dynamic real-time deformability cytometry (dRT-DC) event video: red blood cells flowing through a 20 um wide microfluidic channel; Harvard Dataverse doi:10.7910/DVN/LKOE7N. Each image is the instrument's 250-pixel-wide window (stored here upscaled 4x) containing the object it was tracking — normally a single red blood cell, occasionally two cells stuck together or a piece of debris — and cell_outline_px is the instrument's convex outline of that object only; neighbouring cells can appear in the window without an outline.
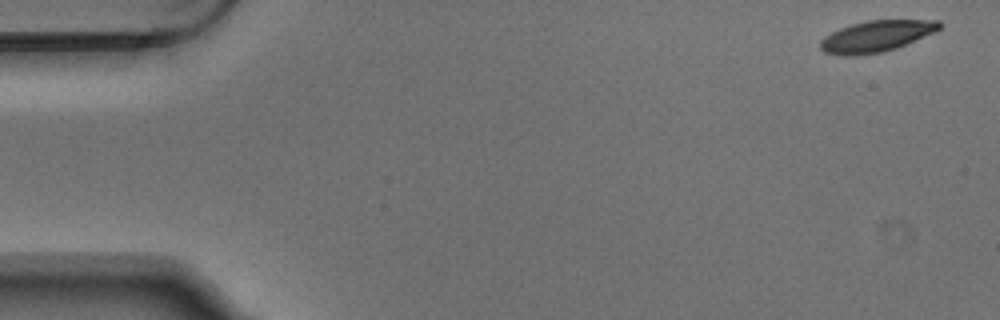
{"species": "Egyptian fruit bat (a non-hibernating species)", "species_latin": "Rousettus aegyptiacus", "temperature_condition": "warm", "stored_images_in_passage": 5, "camera_frame_rate_fps": 3000, "um_per_image_px": 0.085, "animal": {"sex": "male"}, "frame": {"image": 1, "passage_image": 1, "time_ms": 0.0, "image_size_px": [1000, 320], "cell_outline_px": [[940, 28], [932, 32], [896, 48], [884, 52], [856, 56], [844, 56], [824, 52], [820, 48], [820, 40], [824, 36], [840, 28], [852, 24], [868, 20], [940, 20]], "centroid_in_image_um": [74.42, 3.09], "position_along_channel_um": 10.6, "area_um2": 21.5}}
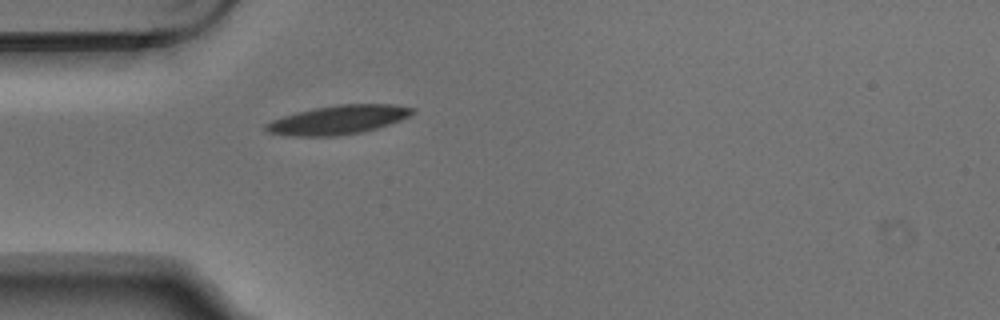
{"frame": {"image": 2, "passage_image": 5, "time_ms": 1.333, "image_size_px": [1000, 320], "cell_outline_px": [[416, 112], [400, 120], [376, 128], [360, 132], [340, 136], [288, 136], [268, 132], [264, 128], [264, 124], [272, 120], [296, 112], [316, 108], [340, 104], [396, 104], [416, 108]], "centroid_in_image_um": [28.75, 10.18], "position_along_channel_um": 56.2, "area_um2": 24.68}}